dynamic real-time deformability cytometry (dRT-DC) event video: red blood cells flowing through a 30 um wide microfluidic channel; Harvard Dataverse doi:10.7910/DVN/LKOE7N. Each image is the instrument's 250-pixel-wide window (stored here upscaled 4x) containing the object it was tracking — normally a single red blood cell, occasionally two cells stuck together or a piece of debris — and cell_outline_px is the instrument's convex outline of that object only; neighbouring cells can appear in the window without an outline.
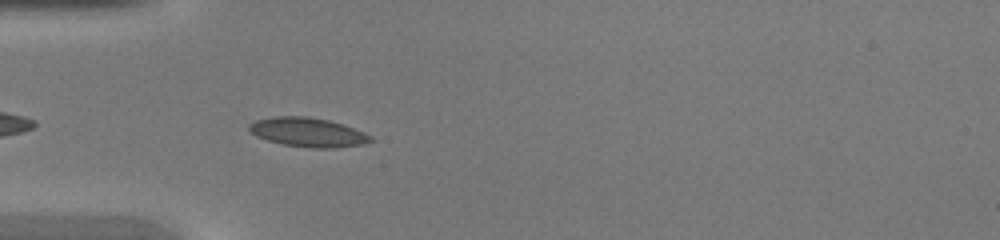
{"species": "common noctule bat (a hibernating species)", "species_latin": "Nyctalus noctula", "temperature_condition": "warm", "stored_images_in_passage": 15, "camera_frame_rate_fps": 3000, "um_per_image_px": 0.085, "animal": {"sex": "female", "body_mass_g": 20.0, "forearm_length_mm": 54.0}, "frame": {"image": 1, "passage_image": 3, "time_ms": 0.667, "image_size_px": [1000, 240], "cell_outline_px": [[376, 140], [364, 144], [336, 148], [312, 148], [284, 144], [268, 140], [256, 136], [248, 128], [248, 124], [256, 120], [272, 116], [308, 116], [328, 120], [344, 124], [364, 132], [372, 136]], "centroid_in_image_um": [26.21, 11.24], "position_along_channel_um": 58.8, "area_um2": 20.81}}
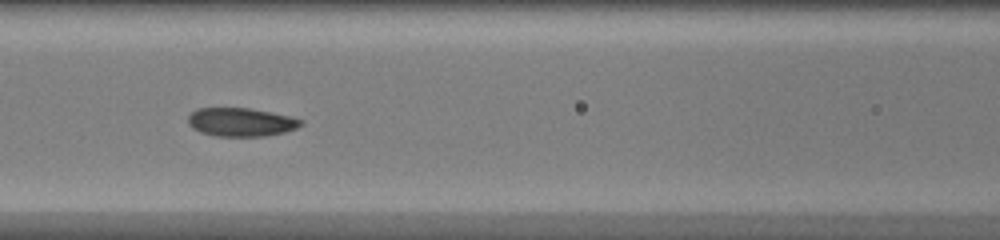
{"frame": {"image": 2, "passage_image": 9, "time_ms": 2.667, "image_size_px": [1000, 240], "cell_outline_px": [[304, 124], [296, 128], [284, 132], [264, 136], [216, 136], [200, 132], [192, 128], [188, 124], [188, 116], [196, 108], [248, 108], [292, 116], [304, 120]], "centroid_in_image_um": [20.49, 10.37], "position_along_channel_um": 146.1, "area_um2": 18.84}}
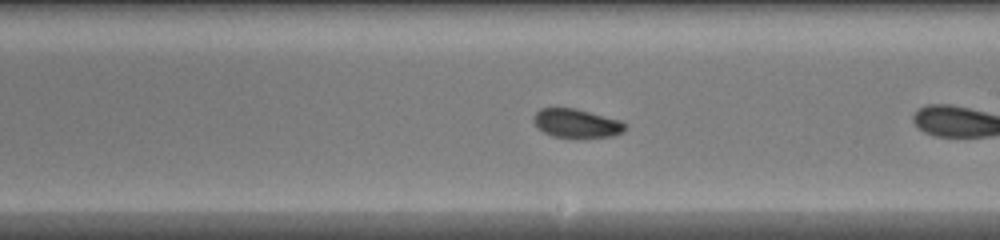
{"frame": {"image": 3, "passage_image": 13, "time_ms": 4.0, "image_size_px": [1000, 240], "cell_outline_px": [[628, 128], [624, 132], [612, 136], [552, 136], [544, 132], [532, 120], [532, 116], [540, 108], [572, 108], [620, 120], [628, 124]], "centroid_in_image_um": [49.02, 10.46], "position_along_channel_um": 240.0, "area_um2": 14.97}}